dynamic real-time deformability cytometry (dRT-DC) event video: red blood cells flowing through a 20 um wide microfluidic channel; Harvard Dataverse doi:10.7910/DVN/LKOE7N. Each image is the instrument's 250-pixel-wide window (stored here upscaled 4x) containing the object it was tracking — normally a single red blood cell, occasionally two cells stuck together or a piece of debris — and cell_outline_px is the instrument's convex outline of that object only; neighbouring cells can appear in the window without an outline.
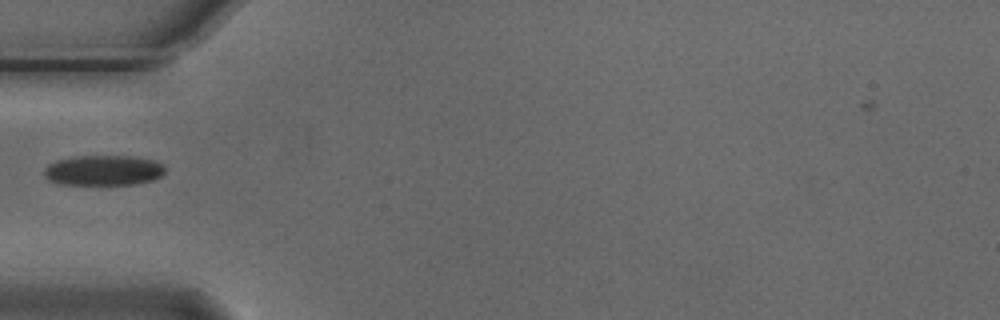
{"species": "Egyptian fruit bat (a non-hibernating species)", "species_latin": "Rousettus aegyptiacus", "temperature_condition": "cold", "stored_images_in_passage": 1, "camera_frame_rate_fps": 3000, "um_per_image_px": 0.085, "animal": {"sex": "male"}, "frame": {"image": 1, "passage_image": 1, "time_ms": 0.0, "image_size_px": [1000, 320], "cell_outline_px": [[164, 172], [160, 176], [152, 180], [132, 184], [60, 184], [48, 180], [44, 176], [44, 168], [48, 164], [56, 160], [76, 156], [136, 156], [156, 160], [164, 164]], "centroid_in_image_um": [8.79, 14.46], "position_along_channel_um": 76.2, "area_um2": 21.44}}